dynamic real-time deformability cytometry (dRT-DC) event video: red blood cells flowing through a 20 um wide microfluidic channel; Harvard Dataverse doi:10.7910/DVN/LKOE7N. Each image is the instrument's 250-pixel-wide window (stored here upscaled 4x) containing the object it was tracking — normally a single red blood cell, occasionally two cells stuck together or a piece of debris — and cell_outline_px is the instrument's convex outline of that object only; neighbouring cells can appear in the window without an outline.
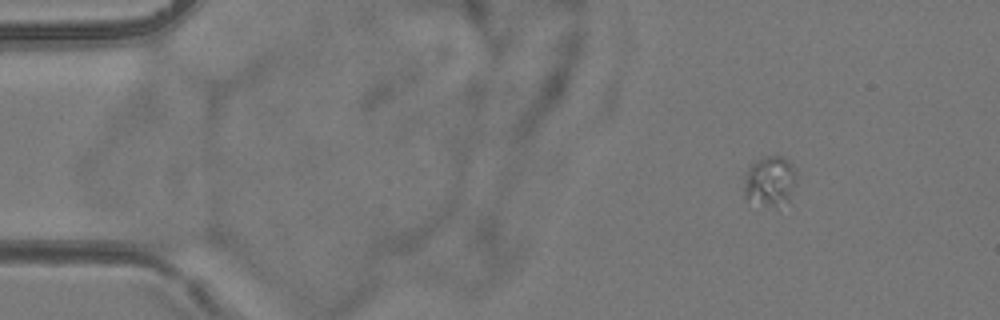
{"species": "common noctule bat (a hibernating species)", "species_latin": "Nyctalus noctula", "temperature_condition": "room temperature", "stored_images_in_passage": 4, "camera_frame_rate_fps": 3000, "um_per_image_px": 0.085, "animal": {"sex": "female", "body_mass_g": 24.6, "forearm_length_mm": 56.2}, "frame": {"image": 1, "passage_image": 1, "time_ms": 0.0, "image_size_px": [1000, 320], "cell_outline_px": [[796, 180], [788, 200], [776, 208], [764, 204], [744, 196], [744, 172], [756, 160], [764, 156], [780, 156], [788, 160], [796, 168]], "centroid_in_image_um": [65.45, 15.35], "position_along_channel_um": 19.6, "area_um2": 15.26}}